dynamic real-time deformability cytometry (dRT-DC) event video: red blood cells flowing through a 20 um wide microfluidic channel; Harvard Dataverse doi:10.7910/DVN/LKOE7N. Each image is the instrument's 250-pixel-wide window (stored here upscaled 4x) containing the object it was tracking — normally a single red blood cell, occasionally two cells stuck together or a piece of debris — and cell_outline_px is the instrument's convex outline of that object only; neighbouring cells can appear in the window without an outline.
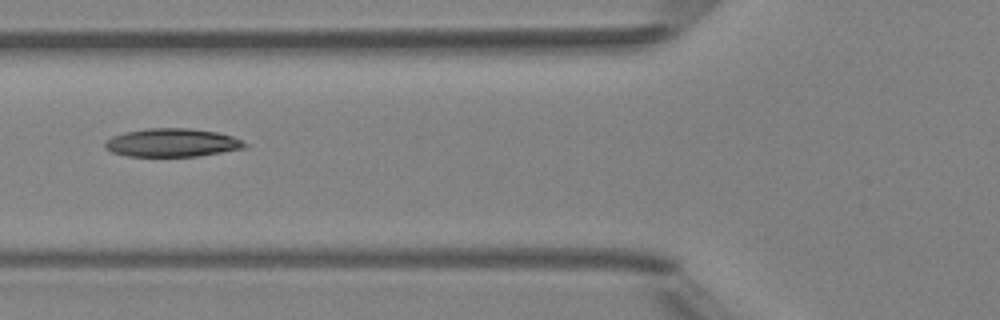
{"species": "Egyptian fruit bat (a non-hibernating species)", "species_latin": "Rousettus aegyptiacus", "temperature_condition": "room temperature", "stored_images_in_passage": 4, "camera_frame_rate_fps": 3000, "um_per_image_px": 0.085, "animal": {"sex": "female"}, "frame": {"image": 1, "passage_image": 4, "time_ms": 4.667, "image_size_px": [1000, 320], "cell_outline_px": [[248, 148], [196, 156], [128, 156], [112, 152], [104, 148], [104, 144], [112, 136], [124, 132], [148, 128], [188, 128], [216, 132], [232, 136], [248, 144]], "centroid_in_image_um": [14.64, 12.13], "position_along_channel_um": 111.2, "area_um2": 23.0}}